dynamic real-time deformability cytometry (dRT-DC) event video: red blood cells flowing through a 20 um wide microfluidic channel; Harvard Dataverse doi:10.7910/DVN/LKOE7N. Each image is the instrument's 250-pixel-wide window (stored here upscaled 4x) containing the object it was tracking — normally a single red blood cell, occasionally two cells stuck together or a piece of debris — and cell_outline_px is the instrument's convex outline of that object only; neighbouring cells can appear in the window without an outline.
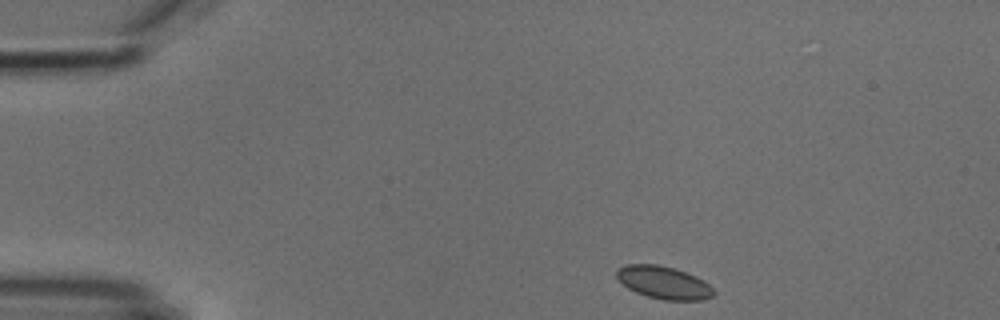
{"species": "common noctule bat (a hibernating species)", "species_latin": "Nyctalus noctula", "temperature_condition": "cold", "stored_images_in_passage": 3, "camera_frame_rate_fps": 3000, "um_per_image_px": 0.085, "animal": {"sex": "male", "body_mass_g": 18.8}, "frame": {"image": 1, "passage_image": 1, "time_ms": 0.0, "image_size_px": [1000, 320], "cell_outline_px": [[716, 292], [712, 296], [704, 300], [664, 300], [648, 296], [636, 292], [628, 288], [616, 276], [616, 268], [628, 264], [656, 264], [672, 268], [696, 276], [704, 280]], "centroid_in_image_um": [56.42, 24.02], "position_along_channel_um": 28.6, "area_um2": 18.32}}